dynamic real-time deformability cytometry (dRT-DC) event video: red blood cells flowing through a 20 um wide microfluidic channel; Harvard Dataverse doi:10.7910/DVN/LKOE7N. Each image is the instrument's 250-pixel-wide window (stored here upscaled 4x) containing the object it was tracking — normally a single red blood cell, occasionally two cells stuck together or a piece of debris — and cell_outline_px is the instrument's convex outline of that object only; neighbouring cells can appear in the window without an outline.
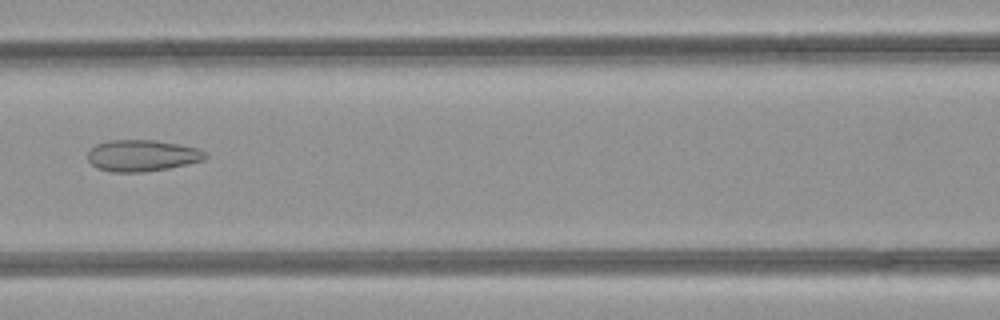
{"species": "common noctule bat (a hibernating species)", "species_latin": "Nyctalus noctula", "temperature_condition": "room temperature", "stored_images_in_passage": 40, "camera_frame_rate_fps": 3000, "um_per_image_px": 0.085, "animal": {"sex": "female", "body_mass_g": 21.9}, "frame": {"image": 1, "passage_image": 13, "time_ms": 4.0, "image_size_px": [1000, 320], "cell_outline_px": [[208, 156], [204, 160], [168, 168], [140, 172], [112, 172], [96, 168], [88, 160], [88, 152], [96, 144], [108, 140], [152, 140], [180, 144], [196, 148], [204, 152]], "centroid_in_image_um": [12.05, 13.22], "position_along_channel_um": 154.5, "area_um2": 21.44}}
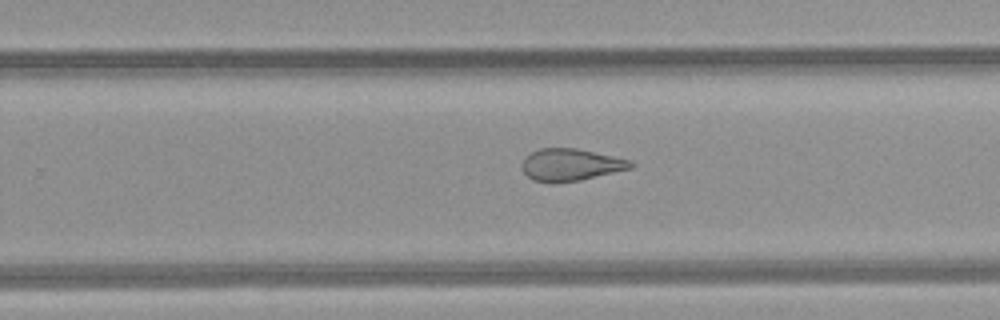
{"frame": {"image": 2, "passage_image": 22, "time_ms": 7.0, "image_size_px": [1000, 320], "cell_outline_px": [[636, 164], [632, 168], [580, 180], [556, 184], [552, 184], [532, 180], [524, 172], [524, 160], [532, 152], [540, 148], [576, 148], [632, 160]], "centroid_in_image_um": [48.55, 14.02], "position_along_channel_um": 281.2, "area_um2": 20.35}}
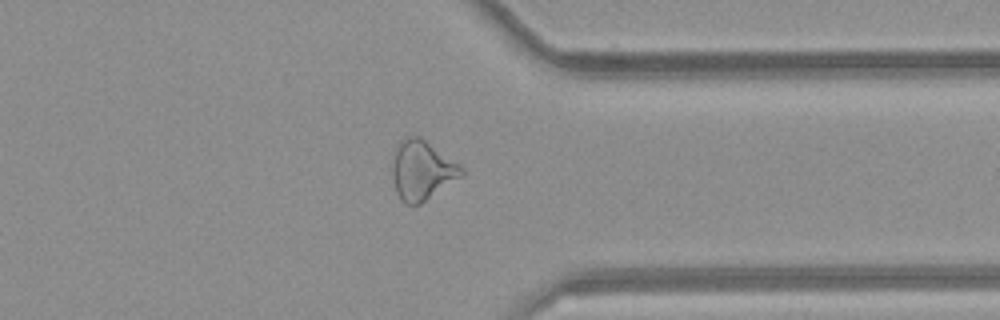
{"frame": {"image": 3, "passage_image": 29, "time_ms": 9.333, "image_size_px": [1000, 320], "cell_outline_px": [[464, 172], [460, 176], [420, 204], [404, 204], [400, 200], [396, 192], [392, 176], [392, 160], [396, 148], [400, 140], [408, 136], [420, 136], [460, 164], [464, 168]], "centroid_in_image_um": [35.83, 14.45], "position_along_channel_um": 375.6, "area_um2": 23.81}, "authors_computed_cell_mechanics": {"area_um2": 23.7847, "velocity_mm_per_s": 4.2399, "shape_relaxation_time_tau1_ms": null, "shape_relaxation_time_tau2_ms": 1.9512, "deformation_change_tau1": null, "deformation_change_tau2": 0.1059}}